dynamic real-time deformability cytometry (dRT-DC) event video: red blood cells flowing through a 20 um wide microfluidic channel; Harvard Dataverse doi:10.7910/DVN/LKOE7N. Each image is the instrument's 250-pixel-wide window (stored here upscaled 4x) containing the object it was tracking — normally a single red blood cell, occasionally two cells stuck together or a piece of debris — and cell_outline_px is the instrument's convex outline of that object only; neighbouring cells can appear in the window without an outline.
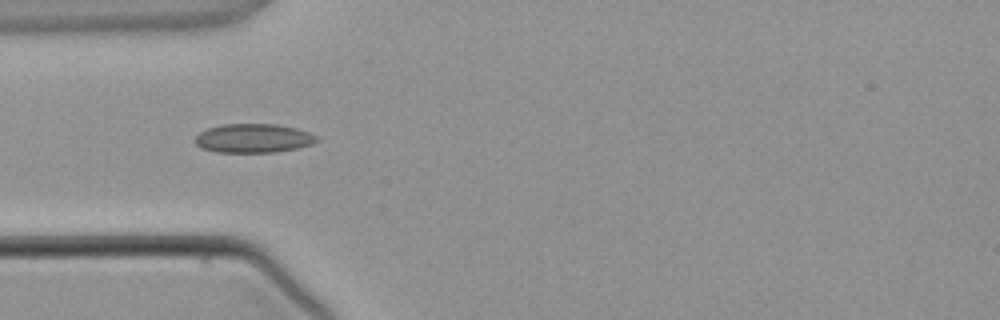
{"species": "common noctule bat (a hibernating species)", "species_latin": "Nyctalus noctula", "temperature_condition": "warm", "stored_images_in_passage": 2, "camera_frame_rate_fps": 3000, "um_per_image_px": 0.085, "animal": {"sex": "male", "body_mass_g": 21.5, "forearm_length_mm": 52.0}, "frame": {"image": 1, "passage_image": 1, "time_ms": 0.0, "image_size_px": [1000, 320], "cell_outline_px": [[320, 140], [312, 144], [296, 148], [276, 152], [216, 152], [200, 148], [192, 140], [200, 132], [208, 128], [224, 124], [276, 124], [296, 128], [320, 136]], "centroid_in_image_um": [21.54, 11.75], "position_along_channel_um": 63.5, "area_um2": 20.69}}
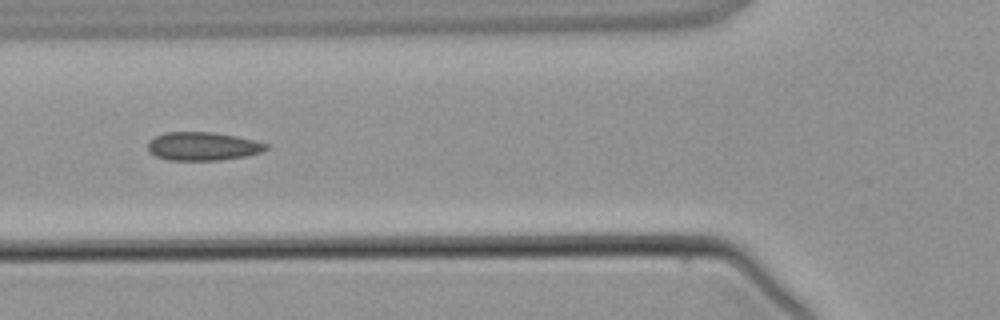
{"frame": {"image": 2, "passage_image": 2, "time_ms": 1.0, "image_size_px": [1000, 320], "cell_outline_px": [[268, 148], [260, 152], [248, 156], [220, 160], [168, 160], [156, 156], [148, 152], [148, 140], [164, 132], [212, 132], [236, 136], [256, 140], [268, 144]], "centroid_in_image_um": [17.23, 12.43], "position_along_channel_um": 108.6, "area_um2": 19.71}}